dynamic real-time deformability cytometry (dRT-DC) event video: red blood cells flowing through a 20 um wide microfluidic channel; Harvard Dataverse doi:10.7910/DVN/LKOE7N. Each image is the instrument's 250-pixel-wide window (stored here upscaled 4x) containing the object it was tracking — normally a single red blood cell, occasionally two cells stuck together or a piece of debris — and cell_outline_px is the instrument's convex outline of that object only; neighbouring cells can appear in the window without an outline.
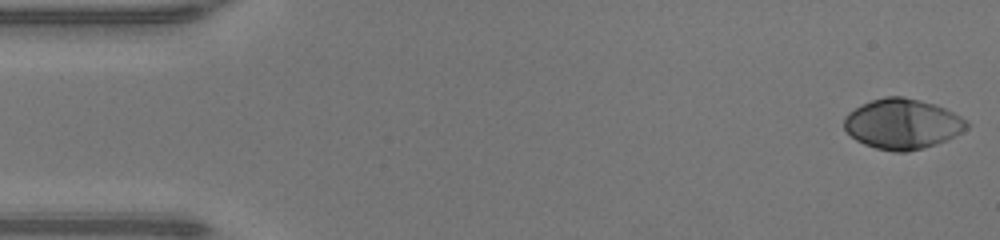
{"species": "human", "species_latin": "Homo sapiens", "temperature_condition": "warm", "stored_images_in_passage": 48, "camera_frame_rate_fps": 3000, "um_per_image_px": 0.085, "donor": {"sex": "male"}, "frame": {"image": 1, "passage_image": 1, "time_ms": 0.0, "image_size_px": [1000, 240], "cell_outline_px": [[968, 128], [936, 144], [924, 148], [908, 152], [892, 152], [876, 148], [864, 144], [856, 140], [844, 128], [844, 116], [848, 112], [872, 100], [884, 96], [904, 96], [920, 100], [944, 108], [968, 120]], "centroid_in_image_um": [76.68, 10.54], "position_along_channel_um": 8.3, "area_um2": 35.66}}
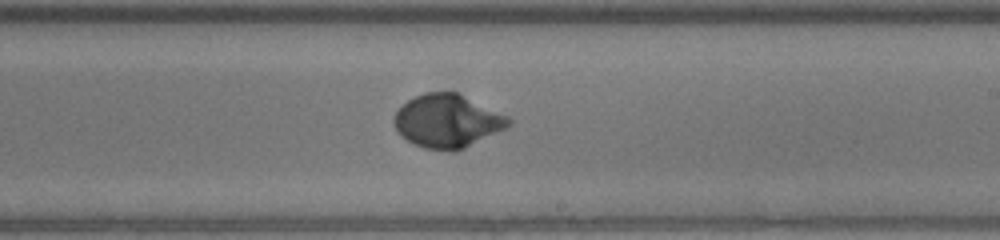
{"frame": {"image": 2, "passage_image": 28, "time_ms": 9.0, "image_size_px": [1000, 240], "cell_outline_px": [[512, 124], [508, 128], [456, 152], [452, 152], [424, 148], [400, 136], [392, 120], [396, 112], [408, 100], [424, 92], [456, 92], [508, 116], [512, 120]], "centroid_in_image_um": [38.05, 10.31], "position_along_channel_um": 251.0, "area_um2": 35.6}}
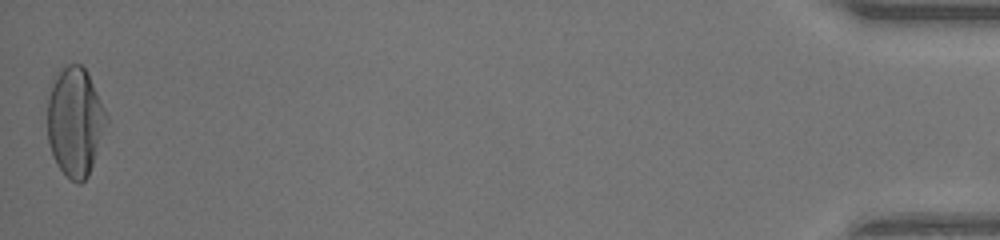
{"frame": {"image": 3, "passage_image": 48, "time_ms": 15.667, "image_size_px": [1000, 240], "cell_outline_px": [[108, 120], [88, 176], [80, 184], [76, 184], [56, 164], [52, 156], [48, 140], [48, 96], [52, 76], [64, 64], [80, 64], [88, 72], [108, 116]], "centroid_in_image_um": [6.36, 10.29], "position_along_channel_um": 428.8, "area_um2": 37.69}, "authors_computed_cell_mechanics": {"area_um2": 34.6511, "velocity_mm_per_s": 4.2468, "shape_relaxation_time_tau1_ms": 2.7308, "shape_relaxation_time_tau2_ms": null, "deformation_change_tau1": 0.2179, "deformation_change_tau2": null}}